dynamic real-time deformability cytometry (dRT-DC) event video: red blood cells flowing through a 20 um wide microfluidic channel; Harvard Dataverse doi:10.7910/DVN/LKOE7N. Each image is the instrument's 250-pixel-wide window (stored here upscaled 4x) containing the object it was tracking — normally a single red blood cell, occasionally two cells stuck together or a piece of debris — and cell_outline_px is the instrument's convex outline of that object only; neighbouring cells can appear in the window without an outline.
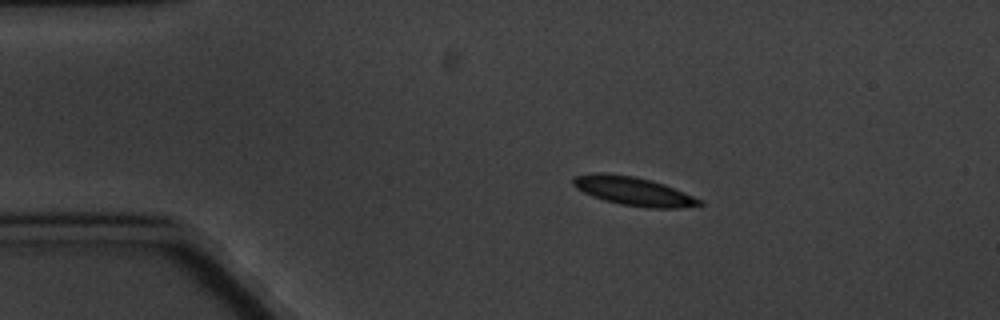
{"species": "common noctule bat (a hibernating species)", "species_latin": "Nyctalus noctula", "temperature_condition": "cold", "stored_images_in_passage": 5, "camera_frame_rate_fps": 3000, "um_per_image_px": 0.085, "animal": {"sex": "male", "body_mass_g": 20.1, "forearm_length_mm": 53.5}, "frame": {"image": 1, "passage_image": 1, "time_ms": 0.0, "image_size_px": [1000, 320], "cell_outline_px": [[704, 204], [676, 208], [648, 208], [620, 204], [604, 200], [592, 196], [576, 188], [572, 184], [572, 180], [576, 176], [596, 172], [604, 172], [632, 176], [652, 180], [664, 184], [692, 196], [700, 200]], "centroid_in_image_um": [53.79, 16.24], "position_along_channel_um": 31.2, "area_um2": 20.87}}
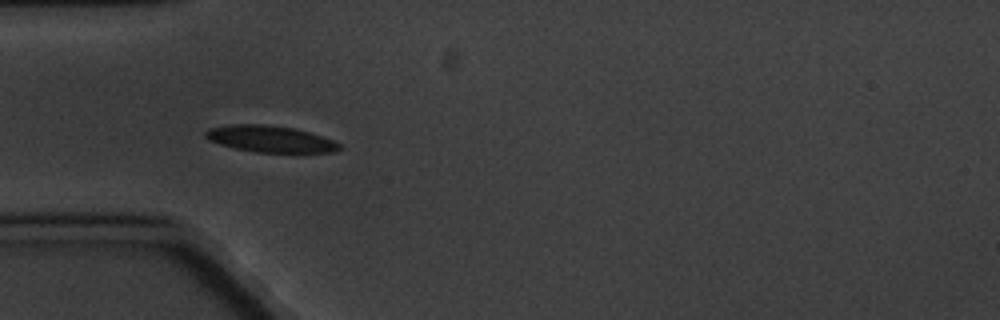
{"frame": {"image": 2, "passage_image": 3, "time_ms": 2.333, "image_size_px": [1000, 320], "cell_outline_px": [[340, 148], [336, 152], [300, 156], [296, 156], [256, 152], [236, 148], [220, 144], [208, 140], [204, 136], [204, 132], [208, 128], [232, 124], [264, 124], [292, 128], [308, 132], [332, 140], [340, 144]], "centroid_in_image_um": [23.04, 11.87], "position_along_channel_um": 62.0, "area_um2": 21.68}}